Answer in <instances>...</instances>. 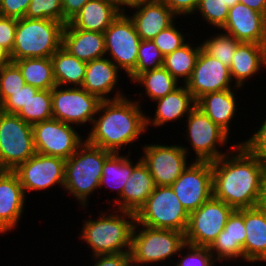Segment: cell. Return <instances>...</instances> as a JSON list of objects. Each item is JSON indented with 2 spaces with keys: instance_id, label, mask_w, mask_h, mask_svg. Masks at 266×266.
I'll return each mask as SVG.
<instances>
[{
  "instance_id": "6da1fadb",
  "label": "cell",
  "mask_w": 266,
  "mask_h": 266,
  "mask_svg": "<svg viewBox=\"0 0 266 266\" xmlns=\"http://www.w3.org/2000/svg\"><path fill=\"white\" fill-rule=\"evenodd\" d=\"M211 165L213 197L234 210L260 206L266 163L237 143Z\"/></svg>"
},
{
  "instance_id": "7a4b0ae2",
  "label": "cell",
  "mask_w": 266,
  "mask_h": 266,
  "mask_svg": "<svg viewBox=\"0 0 266 266\" xmlns=\"http://www.w3.org/2000/svg\"><path fill=\"white\" fill-rule=\"evenodd\" d=\"M140 104L139 100L127 97L101 101L93 127L84 140L109 152L120 153L121 148L133 144L147 130V115Z\"/></svg>"
},
{
  "instance_id": "3957f363",
  "label": "cell",
  "mask_w": 266,
  "mask_h": 266,
  "mask_svg": "<svg viewBox=\"0 0 266 266\" xmlns=\"http://www.w3.org/2000/svg\"><path fill=\"white\" fill-rule=\"evenodd\" d=\"M114 211L113 213L100 211L98 219H85L82 225L80 239L90 246L92 256L131 251L135 214L118 209Z\"/></svg>"
},
{
  "instance_id": "277c9868",
  "label": "cell",
  "mask_w": 266,
  "mask_h": 266,
  "mask_svg": "<svg viewBox=\"0 0 266 266\" xmlns=\"http://www.w3.org/2000/svg\"><path fill=\"white\" fill-rule=\"evenodd\" d=\"M112 154L107 150L88 144L86 141L65 162L64 192L88 206V198L99 189L105 160Z\"/></svg>"
},
{
  "instance_id": "5b68a950",
  "label": "cell",
  "mask_w": 266,
  "mask_h": 266,
  "mask_svg": "<svg viewBox=\"0 0 266 266\" xmlns=\"http://www.w3.org/2000/svg\"><path fill=\"white\" fill-rule=\"evenodd\" d=\"M64 24L51 19H17L11 62L50 58L62 46Z\"/></svg>"
},
{
  "instance_id": "8992f818",
  "label": "cell",
  "mask_w": 266,
  "mask_h": 266,
  "mask_svg": "<svg viewBox=\"0 0 266 266\" xmlns=\"http://www.w3.org/2000/svg\"><path fill=\"white\" fill-rule=\"evenodd\" d=\"M185 244V235L182 232L146 227L135 222L131 241V260L142 266L163 263L174 257L173 255L176 256Z\"/></svg>"
},
{
  "instance_id": "52a82bcc",
  "label": "cell",
  "mask_w": 266,
  "mask_h": 266,
  "mask_svg": "<svg viewBox=\"0 0 266 266\" xmlns=\"http://www.w3.org/2000/svg\"><path fill=\"white\" fill-rule=\"evenodd\" d=\"M135 218L136 222L146 227L171 229L185 234L189 214L171 186H156Z\"/></svg>"
},
{
  "instance_id": "ba28073f",
  "label": "cell",
  "mask_w": 266,
  "mask_h": 266,
  "mask_svg": "<svg viewBox=\"0 0 266 266\" xmlns=\"http://www.w3.org/2000/svg\"><path fill=\"white\" fill-rule=\"evenodd\" d=\"M33 128L16 114L0 110V165L14 171L35 154Z\"/></svg>"
},
{
  "instance_id": "9c48e42d",
  "label": "cell",
  "mask_w": 266,
  "mask_h": 266,
  "mask_svg": "<svg viewBox=\"0 0 266 266\" xmlns=\"http://www.w3.org/2000/svg\"><path fill=\"white\" fill-rule=\"evenodd\" d=\"M186 119V137L193 147L195 161L213 162L228 153L227 151L223 153L219 146L227 144L229 134L215 124L198 106Z\"/></svg>"
},
{
  "instance_id": "30bf717a",
  "label": "cell",
  "mask_w": 266,
  "mask_h": 266,
  "mask_svg": "<svg viewBox=\"0 0 266 266\" xmlns=\"http://www.w3.org/2000/svg\"><path fill=\"white\" fill-rule=\"evenodd\" d=\"M53 118L70 125L92 124L101 100L82 87L51 89Z\"/></svg>"
},
{
  "instance_id": "8fae6325",
  "label": "cell",
  "mask_w": 266,
  "mask_h": 266,
  "mask_svg": "<svg viewBox=\"0 0 266 266\" xmlns=\"http://www.w3.org/2000/svg\"><path fill=\"white\" fill-rule=\"evenodd\" d=\"M124 12L105 30L104 38L109 59L128 76L137 65L141 39L129 14Z\"/></svg>"
},
{
  "instance_id": "7c38bea8",
  "label": "cell",
  "mask_w": 266,
  "mask_h": 266,
  "mask_svg": "<svg viewBox=\"0 0 266 266\" xmlns=\"http://www.w3.org/2000/svg\"><path fill=\"white\" fill-rule=\"evenodd\" d=\"M233 211L232 207L212 196L189 214L188 226L184 234L186 243L209 247L224 229Z\"/></svg>"
},
{
  "instance_id": "4fadbf2b",
  "label": "cell",
  "mask_w": 266,
  "mask_h": 266,
  "mask_svg": "<svg viewBox=\"0 0 266 266\" xmlns=\"http://www.w3.org/2000/svg\"><path fill=\"white\" fill-rule=\"evenodd\" d=\"M32 128L35 152L42 155L67 160L85 142L74 126L54 118L35 123Z\"/></svg>"
},
{
  "instance_id": "5bb4252c",
  "label": "cell",
  "mask_w": 266,
  "mask_h": 266,
  "mask_svg": "<svg viewBox=\"0 0 266 266\" xmlns=\"http://www.w3.org/2000/svg\"><path fill=\"white\" fill-rule=\"evenodd\" d=\"M141 155L156 186H171L189 166L188 148L182 145L146 144Z\"/></svg>"
},
{
  "instance_id": "9a60e30c",
  "label": "cell",
  "mask_w": 266,
  "mask_h": 266,
  "mask_svg": "<svg viewBox=\"0 0 266 266\" xmlns=\"http://www.w3.org/2000/svg\"><path fill=\"white\" fill-rule=\"evenodd\" d=\"M188 214L197 210L213 196V171L211 162L190 161V165L171 185Z\"/></svg>"
},
{
  "instance_id": "2e32d148",
  "label": "cell",
  "mask_w": 266,
  "mask_h": 266,
  "mask_svg": "<svg viewBox=\"0 0 266 266\" xmlns=\"http://www.w3.org/2000/svg\"><path fill=\"white\" fill-rule=\"evenodd\" d=\"M65 162L60 157L35 153L26 162L20 164L14 172L25 192L47 190L60 185L64 188Z\"/></svg>"
},
{
  "instance_id": "e0dca14e",
  "label": "cell",
  "mask_w": 266,
  "mask_h": 266,
  "mask_svg": "<svg viewBox=\"0 0 266 266\" xmlns=\"http://www.w3.org/2000/svg\"><path fill=\"white\" fill-rule=\"evenodd\" d=\"M232 83L229 67L207 54L201 48L191 77L185 86L197 102L208 93L241 88L232 85Z\"/></svg>"
},
{
  "instance_id": "ac0fdd59",
  "label": "cell",
  "mask_w": 266,
  "mask_h": 266,
  "mask_svg": "<svg viewBox=\"0 0 266 266\" xmlns=\"http://www.w3.org/2000/svg\"><path fill=\"white\" fill-rule=\"evenodd\" d=\"M239 42L266 45V15L242 3L229 9L228 18L221 28Z\"/></svg>"
},
{
  "instance_id": "d6986e66",
  "label": "cell",
  "mask_w": 266,
  "mask_h": 266,
  "mask_svg": "<svg viewBox=\"0 0 266 266\" xmlns=\"http://www.w3.org/2000/svg\"><path fill=\"white\" fill-rule=\"evenodd\" d=\"M135 12L132 19L141 40H152L159 32L176 22V15L162 0L141 1L129 5Z\"/></svg>"
},
{
  "instance_id": "ffe728a7",
  "label": "cell",
  "mask_w": 266,
  "mask_h": 266,
  "mask_svg": "<svg viewBox=\"0 0 266 266\" xmlns=\"http://www.w3.org/2000/svg\"><path fill=\"white\" fill-rule=\"evenodd\" d=\"M25 192L14 171L0 174V234L16 228L24 213Z\"/></svg>"
},
{
  "instance_id": "44dd1931",
  "label": "cell",
  "mask_w": 266,
  "mask_h": 266,
  "mask_svg": "<svg viewBox=\"0 0 266 266\" xmlns=\"http://www.w3.org/2000/svg\"><path fill=\"white\" fill-rule=\"evenodd\" d=\"M246 230L244 209L234 210L228 217L224 229L208 247L215 261L245 260ZM225 259V260H224Z\"/></svg>"
},
{
  "instance_id": "7402d4cb",
  "label": "cell",
  "mask_w": 266,
  "mask_h": 266,
  "mask_svg": "<svg viewBox=\"0 0 266 266\" xmlns=\"http://www.w3.org/2000/svg\"><path fill=\"white\" fill-rule=\"evenodd\" d=\"M105 56L94 59L87 63L85 79L81 86L88 93L97 96L101 101L116 100L124 96L123 92L117 91L115 88L118 84L119 68ZM115 89L116 93L113 98L109 94Z\"/></svg>"
},
{
  "instance_id": "603a6c76",
  "label": "cell",
  "mask_w": 266,
  "mask_h": 266,
  "mask_svg": "<svg viewBox=\"0 0 266 266\" xmlns=\"http://www.w3.org/2000/svg\"><path fill=\"white\" fill-rule=\"evenodd\" d=\"M123 10L118 0H89L69 23L76 29L104 33Z\"/></svg>"
},
{
  "instance_id": "cb8c5ba5",
  "label": "cell",
  "mask_w": 266,
  "mask_h": 266,
  "mask_svg": "<svg viewBox=\"0 0 266 266\" xmlns=\"http://www.w3.org/2000/svg\"><path fill=\"white\" fill-rule=\"evenodd\" d=\"M62 47L86 63L106 56L104 33L76 29L69 22L63 29Z\"/></svg>"
},
{
  "instance_id": "d4e9b609",
  "label": "cell",
  "mask_w": 266,
  "mask_h": 266,
  "mask_svg": "<svg viewBox=\"0 0 266 266\" xmlns=\"http://www.w3.org/2000/svg\"><path fill=\"white\" fill-rule=\"evenodd\" d=\"M156 184L147 166L141 161L132 171L123 192L116 197L113 204L115 209L136 214L145 204Z\"/></svg>"
},
{
  "instance_id": "484cf974",
  "label": "cell",
  "mask_w": 266,
  "mask_h": 266,
  "mask_svg": "<svg viewBox=\"0 0 266 266\" xmlns=\"http://www.w3.org/2000/svg\"><path fill=\"white\" fill-rule=\"evenodd\" d=\"M184 85V86H183ZM180 85L177 89L168 93L165 97L156 101V109L153 119L146 117V127L153 125L160 127L167 122L184 119L196 107V101L192 94L188 91L185 84ZM151 124V125H150Z\"/></svg>"
},
{
  "instance_id": "4316f807",
  "label": "cell",
  "mask_w": 266,
  "mask_h": 266,
  "mask_svg": "<svg viewBox=\"0 0 266 266\" xmlns=\"http://www.w3.org/2000/svg\"><path fill=\"white\" fill-rule=\"evenodd\" d=\"M266 45L241 42L230 65V75L235 86L243 88L244 82L266 67Z\"/></svg>"
},
{
  "instance_id": "83f0119b",
  "label": "cell",
  "mask_w": 266,
  "mask_h": 266,
  "mask_svg": "<svg viewBox=\"0 0 266 266\" xmlns=\"http://www.w3.org/2000/svg\"><path fill=\"white\" fill-rule=\"evenodd\" d=\"M245 261L266 262V212L261 206L244 209Z\"/></svg>"
},
{
  "instance_id": "f1b7e54d",
  "label": "cell",
  "mask_w": 266,
  "mask_h": 266,
  "mask_svg": "<svg viewBox=\"0 0 266 266\" xmlns=\"http://www.w3.org/2000/svg\"><path fill=\"white\" fill-rule=\"evenodd\" d=\"M233 89L220 92L208 93L202 96L197 102L198 106L215 124L230 134L231 121L236 117L237 95Z\"/></svg>"
},
{
  "instance_id": "f546056e",
  "label": "cell",
  "mask_w": 266,
  "mask_h": 266,
  "mask_svg": "<svg viewBox=\"0 0 266 266\" xmlns=\"http://www.w3.org/2000/svg\"><path fill=\"white\" fill-rule=\"evenodd\" d=\"M56 85L81 87L85 79L87 63L70 54L62 46L50 57Z\"/></svg>"
},
{
  "instance_id": "4dcf8cb0",
  "label": "cell",
  "mask_w": 266,
  "mask_h": 266,
  "mask_svg": "<svg viewBox=\"0 0 266 266\" xmlns=\"http://www.w3.org/2000/svg\"><path fill=\"white\" fill-rule=\"evenodd\" d=\"M130 153L127 155H120L119 153H112L104 162L102 169V176L100 180L99 189L109 187L111 190L117 191L119 198L123 189L132 174L133 169L142 161L133 164L130 159Z\"/></svg>"
},
{
  "instance_id": "1f68e13d",
  "label": "cell",
  "mask_w": 266,
  "mask_h": 266,
  "mask_svg": "<svg viewBox=\"0 0 266 266\" xmlns=\"http://www.w3.org/2000/svg\"><path fill=\"white\" fill-rule=\"evenodd\" d=\"M20 69L27 85L40 90L56 86L51 58H26L13 61Z\"/></svg>"
},
{
  "instance_id": "d6a6232c",
  "label": "cell",
  "mask_w": 266,
  "mask_h": 266,
  "mask_svg": "<svg viewBox=\"0 0 266 266\" xmlns=\"http://www.w3.org/2000/svg\"><path fill=\"white\" fill-rule=\"evenodd\" d=\"M190 41L172 53L164 56L163 67L178 81L184 78L182 84L190 79L192 71L196 65L201 45L193 47Z\"/></svg>"
},
{
  "instance_id": "836d02e7",
  "label": "cell",
  "mask_w": 266,
  "mask_h": 266,
  "mask_svg": "<svg viewBox=\"0 0 266 266\" xmlns=\"http://www.w3.org/2000/svg\"><path fill=\"white\" fill-rule=\"evenodd\" d=\"M134 82L144 87L145 94L152 101L165 97L181 84L164 67L145 71L139 74L132 83Z\"/></svg>"
},
{
  "instance_id": "e575fe53",
  "label": "cell",
  "mask_w": 266,
  "mask_h": 266,
  "mask_svg": "<svg viewBox=\"0 0 266 266\" xmlns=\"http://www.w3.org/2000/svg\"><path fill=\"white\" fill-rule=\"evenodd\" d=\"M33 125L53 118L51 90H38L16 114Z\"/></svg>"
},
{
  "instance_id": "d590c367",
  "label": "cell",
  "mask_w": 266,
  "mask_h": 266,
  "mask_svg": "<svg viewBox=\"0 0 266 266\" xmlns=\"http://www.w3.org/2000/svg\"><path fill=\"white\" fill-rule=\"evenodd\" d=\"M240 43L241 42L237 41L233 36L225 32H220V34L204 40L201 46L207 54L218 59L225 66L230 68L232 58Z\"/></svg>"
},
{
  "instance_id": "8d00e7d4",
  "label": "cell",
  "mask_w": 266,
  "mask_h": 266,
  "mask_svg": "<svg viewBox=\"0 0 266 266\" xmlns=\"http://www.w3.org/2000/svg\"><path fill=\"white\" fill-rule=\"evenodd\" d=\"M163 62L164 55L153 40H141L138 50L137 65L128 75V78L132 82L139 74L145 71L163 67Z\"/></svg>"
},
{
  "instance_id": "74e56055",
  "label": "cell",
  "mask_w": 266,
  "mask_h": 266,
  "mask_svg": "<svg viewBox=\"0 0 266 266\" xmlns=\"http://www.w3.org/2000/svg\"><path fill=\"white\" fill-rule=\"evenodd\" d=\"M29 19H51L63 23L61 0H31L25 14Z\"/></svg>"
},
{
  "instance_id": "f35d334b",
  "label": "cell",
  "mask_w": 266,
  "mask_h": 266,
  "mask_svg": "<svg viewBox=\"0 0 266 266\" xmlns=\"http://www.w3.org/2000/svg\"><path fill=\"white\" fill-rule=\"evenodd\" d=\"M196 11L200 12L198 15H202L208 25L221 31L227 21L229 8L222 0H199Z\"/></svg>"
},
{
  "instance_id": "ab89813d",
  "label": "cell",
  "mask_w": 266,
  "mask_h": 266,
  "mask_svg": "<svg viewBox=\"0 0 266 266\" xmlns=\"http://www.w3.org/2000/svg\"><path fill=\"white\" fill-rule=\"evenodd\" d=\"M25 84L22 73L14 62L5 65L0 70V105Z\"/></svg>"
},
{
  "instance_id": "60d3db41",
  "label": "cell",
  "mask_w": 266,
  "mask_h": 266,
  "mask_svg": "<svg viewBox=\"0 0 266 266\" xmlns=\"http://www.w3.org/2000/svg\"><path fill=\"white\" fill-rule=\"evenodd\" d=\"M187 249L184 255L182 250ZM180 261L177 260L174 266H214L216 261L208 247L194 246L186 243L179 251Z\"/></svg>"
},
{
  "instance_id": "b9f144b4",
  "label": "cell",
  "mask_w": 266,
  "mask_h": 266,
  "mask_svg": "<svg viewBox=\"0 0 266 266\" xmlns=\"http://www.w3.org/2000/svg\"><path fill=\"white\" fill-rule=\"evenodd\" d=\"M175 25L176 23L174 22L167 29L162 30L154 39H152L164 56L172 53L176 49H179L186 44L185 42H187L185 37L188 35L179 31Z\"/></svg>"
},
{
  "instance_id": "7bdbcfd3",
  "label": "cell",
  "mask_w": 266,
  "mask_h": 266,
  "mask_svg": "<svg viewBox=\"0 0 266 266\" xmlns=\"http://www.w3.org/2000/svg\"><path fill=\"white\" fill-rule=\"evenodd\" d=\"M38 90L36 87L25 84L0 105V110L5 113L17 114Z\"/></svg>"
},
{
  "instance_id": "ee69618b",
  "label": "cell",
  "mask_w": 266,
  "mask_h": 266,
  "mask_svg": "<svg viewBox=\"0 0 266 266\" xmlns=\"http://www.w3.org/2000/svg\"><path fill=\"white\" fill-rule=\"evenodd\" d=\"M261 123L263 124L249 139L239 142V144H242L252 155L266 163V118Z\"/></svg>"
},
{
  "instance_id": "f6af8a7d",
  "label": "cell",
  "mask_w": 266,
  "mask_h": 266,
  "mask_svg": "<svg viewBox=\"0 0 266 266\" xmlns=\"http://www.w3.org/2000/svg\"><path fill=\"white\" fill-rule=\"evenodd\" d=\"M17 19L0 15V44L11 54L14 42Z\"/></svg>"
},
{
  "instance_id": "bcb514c9",
  "label": "cell",
  "mask_w": 266,
  "mask_h": 266,
  "mask_svg": "<svg viewBox=\"0 0 266 266\" xmlns=\"http://www.w3.org/2000/svg\"><path fill=\"white\" fill-rule=\"evenodd\" d=\"M31 0H0V15L20 19L25 17Z\"/></svg>"
},
{
  "instance_id": "7dc6e473",
  "label": "cell",
  "mask_w": 266,
  "mask_h": 266,
  "mask_svg": "<svg viewBox=\"0 0 266 266\" xmlns=\"http://www.w3.org/2000/svg\"><path fill=\"white\" fill-rule=\"evenodd\" d=\"M91 257L95 261L92 266H126L131 260L130 253L101 254Z\"/></svg>"
},
{
  "instance_id": "c3c4849f",
  "label": "cell",
  "mask_w": 266,
  "mask_h": 266,
  "mask_svg": "<svg viewBox=\"0 0 266 266\" xmlns=\"http://www.w3.org/2000/svg\"><path fill=\"white\" fill-rule=\"evenodd\" d=\"M170 10L180 17L196 13L199 0H162Z\"/></svg>"
},
{
  "instance_id": "681fc988",
  "label": "cell",
  "mask_w": 266,
  "mask_h": 266,
  "mask_svg": "<svg viewBox=\"0 0 266 266\" xmlns=\"http://www.w3.org/2000/svg\"><path fill=\"white\" fill-rule=\"evenodd\" d=\"M63 11V24L66 25L89 0H61Z\"/></svg>"
},
{
  "instance_id": "f907efd6",
  "label": "cell",
  "mask_w": 266,
  "mask_h": 266,
  "mask_svg": "<svg viewBox=\"0 0 266 266\" xmlns=\"http://www.w3.org/2000/svg\"><path fill=\"white\" fill-rule=\"evenodd\" d=\"M239 3L245 4L252 10L266 15V0H239Z\"/></svg>"
},
{
  "instance_id": "816d5d0a",
  "label": "cell",
  "mask_w": 266,
  "mask_h": 266,
  "mask_svg": "<svg viewBox=\"0 0 266 266\" xmlns=\"http://www.w3.org/2000/svg\"><path fill=\"white\" fill-rule=\"evenodd\" d=\"M10 62V53L0 44V70Z\"/></svg>"
},
{
  "instance_id": "f5cc1de1",
  "label": "cell",
  "mask_w": 266,
  "mask_h": 266,
  "mask_svg": "<svg viewBox=\"0 0 266 266\" xmlns=\"http://www.w3.org/2000/svg\"><path fill=\"white\" fill-rule=\"evenodd\" d=\"M260 206L266 212V176L263 183V192H262Z\"/></svg>"
},
{
  "instance_id": "db71d44e",
  "label": "cell",
  "mask_w": 266,
  "mask_h": 266,
  "mask_svg": "<svg viewBox=\"0 0 266 266\" xmlns=\"http://www.w3.org/2000/svg\"><path fill=\"white\" fill-rule=\"evenodd\" d=\"M141 1H154V0H118L119 4L121 5V7L125 10V6H129L132 5L134 3L137 2H141Z\"/></svg>"
},
{
  "instance_id": "11a10c76",
  "label": "cell",
  "mask_w": 266,
  "mask_h": 266,
  "mask_svg": "<svg viewBox=\"0 0 266 266\" xmlns=\"http://www.w3.org/2000/svg\"><path fill=\"white\" fill-rule=\"evenodd\" d=\"M224 3H226V6L230 9L235 4L239 3V0H222Z\"/></svg>"
},
{
  "instance_id": "9f6ffc18",
  "label": "cell",
  "mask_w": 266,
  "mask_h": 266,
  "mask_svg": "<svg viewBox=\"0 0 266 266\" xmlns=\"http://www.w3.org/2000/svg\"><path fill=\"white\" fill-rule=\"evenodd\" d=\"M126 266H142V265L136 264V263H134L132 260H130V261L126 264Z\"/></svg>"
},
{
  "instance_id": "6f0895ef",
  "label": "cell",
  "mask_w": 266,
  "mask_h": 266,
  "mask_svg": "<svg viewBox=\"0 0 266 266\" xmlns=\"http://www.w3.org/2000/svg\"><path fill=\"white\" fill-rule=\"evenodd\" d=\"M4 171V169L2 168V166L0 165V174Z\"/></svg>"
}]
</instances>
